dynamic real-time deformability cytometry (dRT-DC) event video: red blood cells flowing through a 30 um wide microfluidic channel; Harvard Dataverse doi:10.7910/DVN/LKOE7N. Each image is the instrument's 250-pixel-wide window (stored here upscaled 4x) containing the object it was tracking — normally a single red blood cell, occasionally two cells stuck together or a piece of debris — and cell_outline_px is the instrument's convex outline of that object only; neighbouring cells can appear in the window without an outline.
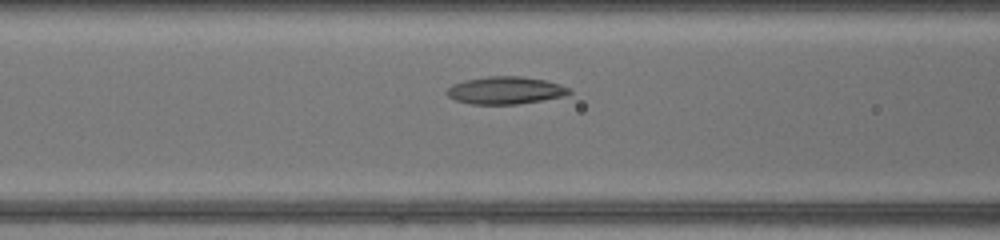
{"species": "common noctule bat (a hibernating species)", "species_latin": "Nyctalus noctula", "temperature_condition": "warm", "stored_images_in_passage": 38, "camera_frame_rate_fps": 3000, "um_per_image_px": 0.085, "animal": {"sex": "female", "body_mass_g": 17.0, "forearm_length_mm": 48.0}, "frame": {"image": 1, "passage_image": 11, "time_ms": 3.333, "image_size_px": [1000, 240], "cell_outline_px": [[572, 92], [564, 96], [516, 104], [472, 104], [456, 100], [448, 96], [448, 88], [452, 84], [464, 80], [488, 76], [524, 76], [544, 80], [560, 84], [568, 88]], "centroid_in_image_um": [42.96, 7.67], "position_along_channel_um": 123.6, "area_um2": 19.42}}
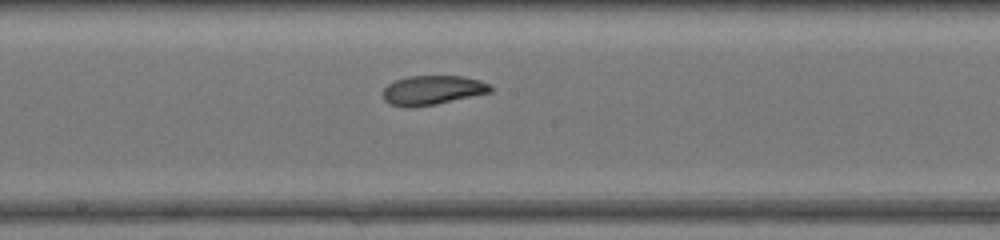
{"frame": {"image": 2, "passage_image": 17, "time_ms": 5.333, "image_size_px": [1000, 240], "cell_outline_px": [[492, 92], [436, 104], [412, 108], [404, 108], [388, 104], [384, 100], [384, 88], [388, 84], [396, 80], [408, 76], [460, 76], [480, 80], [488, 84], [492, 88]], "centroid_in_image_um": [36.73, 7.68], "position_along_channel_um": 211.5, "area_um2": 18.44}}
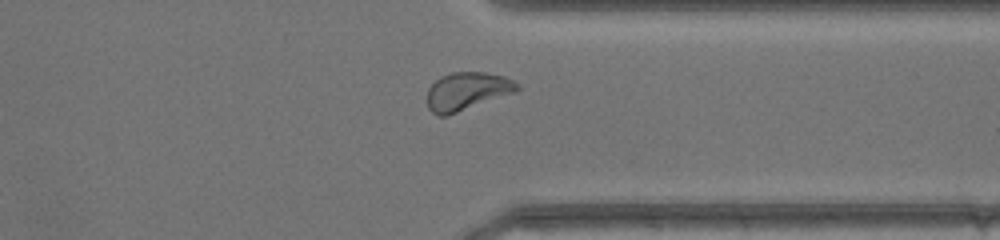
{"frame": {"image": 3, "passage_image": 28, "time_ms": 9.0, "image_size_px": [1000, 240], "cell_outline_px": [[520, 88], [512, 92], [448, 116], [436, 116], [428, 108], [428, 88], [440, 76], [452, 72], [484, 72], [504, 76], [520, 84]], "centroid_in_image_um": [39.65, 7.75], "position_along_channel_um": 371.7, "area_um2": 19.71}, "authors_computed_cell_mechanics": {"area_um2": 19.652, "velocity_mm_per_s": 4.3944, "shape_relaxation_time_tau1_ms": 6.9813, "shape_relaxation_time_tau2_ms": 2.2668, "deformation_change_tau1": 0.172, "deformation_change_tau2": 0.0794}}